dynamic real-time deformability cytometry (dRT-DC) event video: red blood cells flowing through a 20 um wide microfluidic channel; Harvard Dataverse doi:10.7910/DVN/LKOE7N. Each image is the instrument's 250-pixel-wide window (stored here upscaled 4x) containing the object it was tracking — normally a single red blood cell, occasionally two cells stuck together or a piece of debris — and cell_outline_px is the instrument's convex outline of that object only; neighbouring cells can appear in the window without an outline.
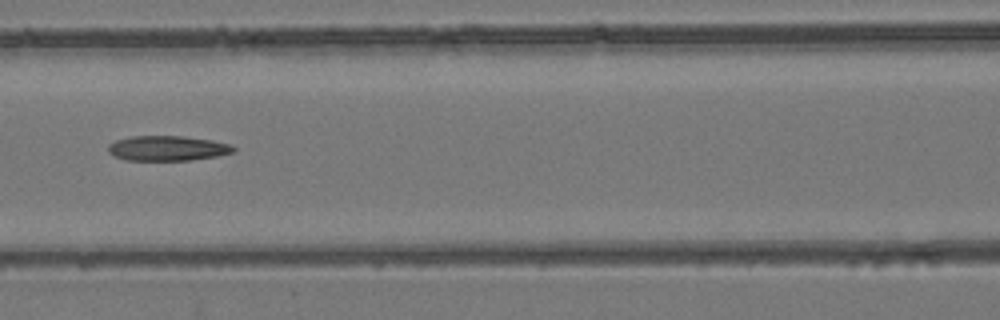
{"species": "common noctule bat (a hibernating species)", "species_latin": "Nyctalus noctula", "temperature_condition": "room temperature", "stored_images_in_passage": 7, "camera_frame_rate_fps": 3000, "um_per_image_px": 0.085, "animal": {"sex": "female", "body_mass_g": 24.6, "forearm_length_mm": 56.2}, "frame": {"image": 1, "passage_image": 7, "time_ms": 7.667, "image_size_px": [1000, 320], "cell_outline_px": [[236, 152], [216, 156], [192, 160], [124, 160], [112, 156], [108, 152], [108, 144], [116, 140], [132, 136], [184, 136], [212, 140], [232, 144], [236, 148]], "centroid_in_image_um": [14.24, 12.6], "position_along_channel_um": 152.4, "area_um2": 18.5}}